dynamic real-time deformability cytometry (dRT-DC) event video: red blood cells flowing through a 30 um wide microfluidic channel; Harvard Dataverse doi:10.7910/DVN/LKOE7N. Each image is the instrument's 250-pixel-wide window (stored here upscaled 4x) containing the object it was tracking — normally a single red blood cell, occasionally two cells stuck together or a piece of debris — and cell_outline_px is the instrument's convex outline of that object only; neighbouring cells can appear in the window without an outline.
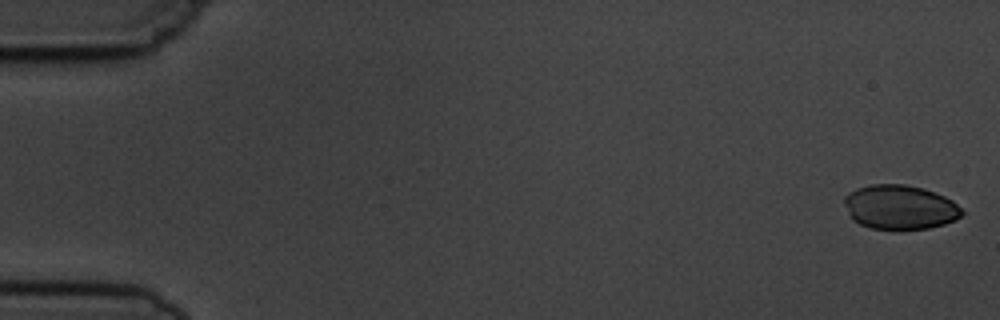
{"species": "common noctule bat (a hibernating species)", "species_latin": "Nyctalus noctula", "temperature_condition": "cold", "stored_images_in_passage": 6, "segment_of_instrument_passage": [1, 2], "camera_frame_rate_fps": 3000, "um_per_image_px": 0.085, "animal": {"sex": "male", "body_mass_g": 19.5, "forearm_length_mm": 54.6}, "frame": {"image": 1, "passage_image": 1, "time_ms": 0.0, "image_size_px": [1000, 320], "cell_outline_px": [[964, 212], [956, 220], [944, 224], [928, 228], [900, 232], [896, 232], [872, 228], [860, 224], [852, 220], [844, 204], [844, 196], [848, 192], [856, 188], [872, 184], [904, 184], [924, 188], [944, 196], [952, 200]], "centroid_in_image_um": [76.47, 17.64], "position_along_channel_um": 8.5, "area_um2": 31.1}}